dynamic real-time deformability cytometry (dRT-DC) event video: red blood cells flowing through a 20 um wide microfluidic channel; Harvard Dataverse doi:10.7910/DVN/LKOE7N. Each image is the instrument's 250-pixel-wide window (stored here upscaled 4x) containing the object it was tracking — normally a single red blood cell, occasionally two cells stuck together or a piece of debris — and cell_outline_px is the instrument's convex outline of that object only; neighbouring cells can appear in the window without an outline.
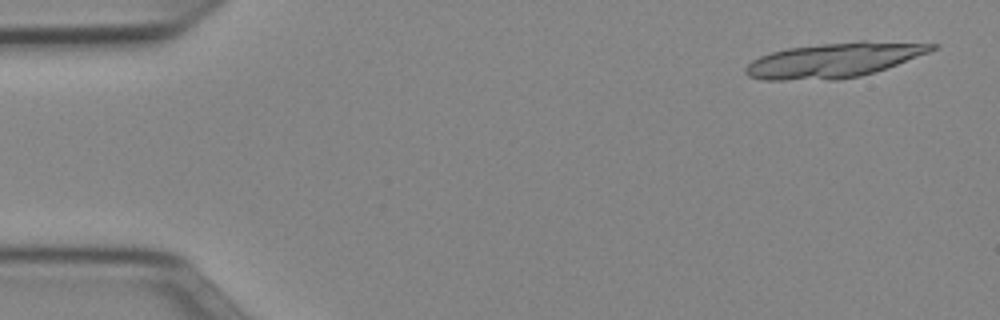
{"species": "Egyptian fruit bat (a non-hibernating species)", "species_latin": "Rousettus aegyptiacus", "temperature_condition": "cold", "stored_images_in_passage": 16, "camera_frame_rate_fps": 3000, "um_per_image_px": 0.085, "animal": {"sex": "female"}, "frame": {"image": 1, "passage_image": 2, "time_ms": 0.333, "image_size_px": [1000, 320], "cell_outline_px": [[940, 48], [896, 64], [860, 76], [840, 80], [760, 80], [748, 76], [744, 72], [744, 68], [752, 60], [760, 56], [772, 52], [788, 48], [820, 44], [860, 40], [864, 40], [940, 44]], "centroid_in_image_um": [70.88, 5.11], "position_along_channel_um": 14.1, "area_um2": 37.92}}